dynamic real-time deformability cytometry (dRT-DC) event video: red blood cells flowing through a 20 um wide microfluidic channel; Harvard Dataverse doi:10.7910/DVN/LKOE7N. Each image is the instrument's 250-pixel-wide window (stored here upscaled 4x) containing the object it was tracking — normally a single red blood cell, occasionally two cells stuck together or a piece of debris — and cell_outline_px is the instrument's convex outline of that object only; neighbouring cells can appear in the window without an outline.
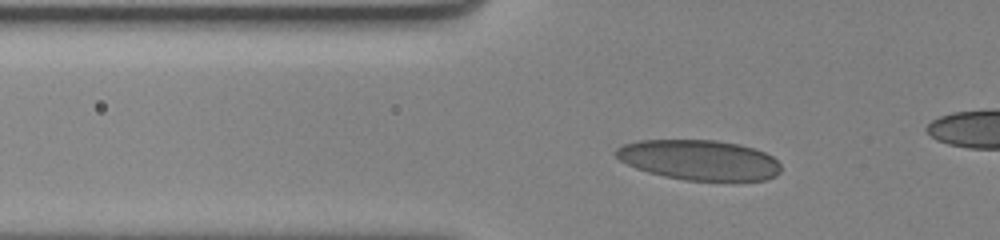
{"species": "human", "species_latin": "Homo sapiens", "temperature_condition": "cold", "stored_images_in_passage": 45, "camera_frame_rate_fps": 3000, "um_per_image_px": 0.085, "donor": {"sex": "female"}, "frame": {"image": 1, "passage_image": 11, "time_ms": 3.333, "image_size_px": [1000, 240], "cell_outline_px": [[780, 172], [776, 176], [764, 180], [688, 180], [664, 176], [648, 172], [636, 168], [620, 160], [612, 152], [616, 148], [624, 144], [640, 140], [716, 140], [740, 144], [764, 152], [772, 156], [780, 164]], "centroid_in_image_um": [59.42, 13.59], "position_along_channel_um": 66.4, "area_um2": 38.49}}
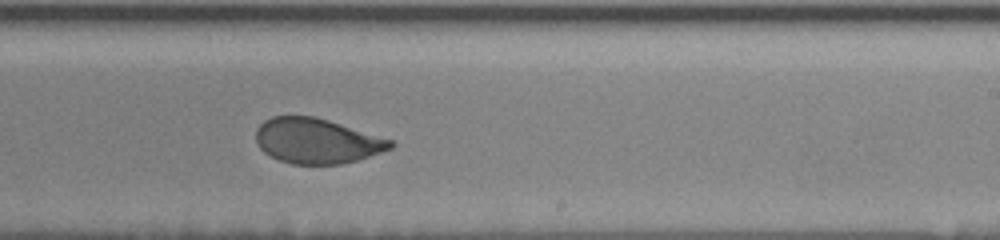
{"frame": {"image": 2, "passage_image": 29, "time_ms": 9.333, "image_size_px": [1000, 240], "cell_outline_px": [[396, 144], [392, 148], [356, 160], [340, 164], [292, 164], [280, 160], [264, 152], [256, 144], [256, 128], [264, 120], [272, 116], [316, 116], [392, 140]], "centroid_in_image_um": [26.9, 11.97], "position_along_channel_um": 262.1, "area_um2": 35.26}}
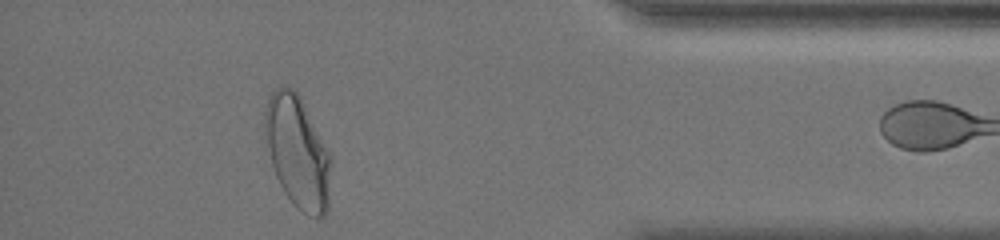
{"frame": {"image": 3, "passage_image": 44, "time_ms": 14.333, "image_size_px": [1000, 240], "cell_outline_px": [[332, 164], [328, 208], [324, 216], [308, 216], [296, 208], [292, 204], [284, 192], [276, 176], [264, 144], [264, 112], [268, 100], [272, 92], [276, 88], [292, 88], [300, 96], [332, 160]], "centroid_in_image_um": [25.27, 12.97], "position_along_channel_um": 409.9, "area_um2": 43.23}}